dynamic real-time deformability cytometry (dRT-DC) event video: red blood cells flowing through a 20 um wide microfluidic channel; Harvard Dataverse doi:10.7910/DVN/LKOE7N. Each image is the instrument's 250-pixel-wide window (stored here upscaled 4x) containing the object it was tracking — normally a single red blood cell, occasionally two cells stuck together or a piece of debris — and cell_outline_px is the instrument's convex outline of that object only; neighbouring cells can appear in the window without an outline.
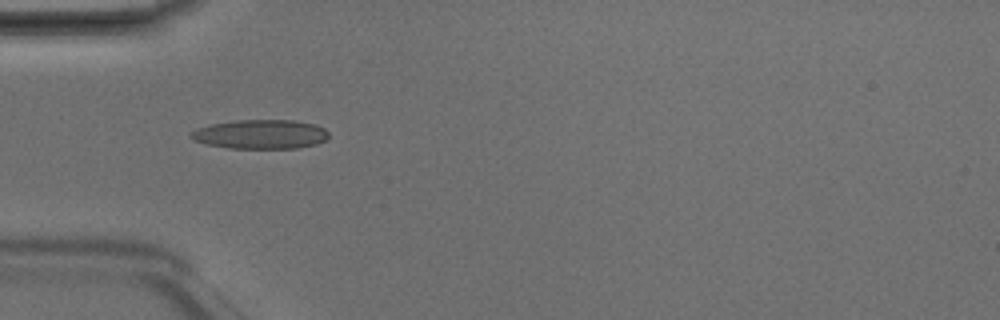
{"species": "Egyptian fruit bat (a non-hibernating species)", "species_latin": "Rousettus aegyptiacus", "temperature_condition": "room temperature", "stored_images_in_passage": 6, "camera_frame_rate_fps": 3000, "um_per_image_px": 0.085, "animal": {"sex": "male"}, "frame": {"image": 1, "passage_image": 4, "time_ms": 1.0, "image_size_px": [1000, 320], "cell_outline_px": [[328, 136], [324, 140], [316, 144], [296, 148], [228, 148], [208, 144], [192, 140], [188, 136], [188, 132], [196, 128], [208, 124], [236, 120], [292, 120], [316, 124], [324, 128], [328, 132]], "centroid_in_image_um": [22.08, 11.4], "position_along_channel_um": 62.9, "area_um2": 23.64}}